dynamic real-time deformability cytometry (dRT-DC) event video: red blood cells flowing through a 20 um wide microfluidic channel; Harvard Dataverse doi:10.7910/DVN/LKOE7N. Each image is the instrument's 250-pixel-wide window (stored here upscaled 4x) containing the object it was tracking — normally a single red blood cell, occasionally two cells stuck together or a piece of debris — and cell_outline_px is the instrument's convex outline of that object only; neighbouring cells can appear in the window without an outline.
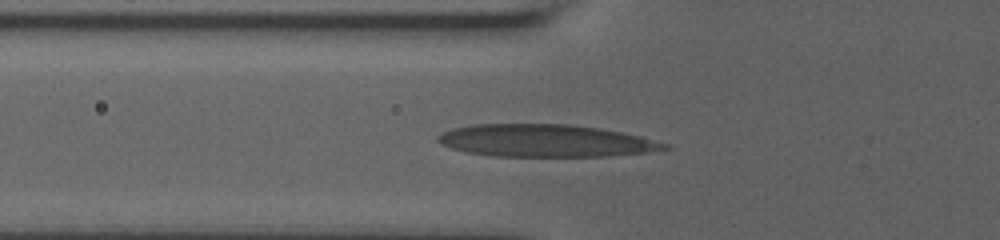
{"species": "human", "species_latin": "Homo sapiens", "temperature_condition": "room temperature", "stored_images_in_passage": 19, "camera_frame_rate_fps": 3000, "um_per_image_px": 0.085, "donor": {"sex": "male"}, "frame": {"image": 1, "passage_image": 9, "time_ms": 5.0, "image_size_px": [1000, 240], "cell_outline_px": [[672, 148], [644, 152], [608, 156], [492, 156], [468, 152], [452, 148], [440, 144], [436, 140], [436, 136], [452, 128], [472, 124], [568, 124], [600, 128], [640, 136], [668, 144]], "centroid_in_image_um": [46.33, 11.95], "position_along_channel_um": 79.5, "area_um2": 42.66}}
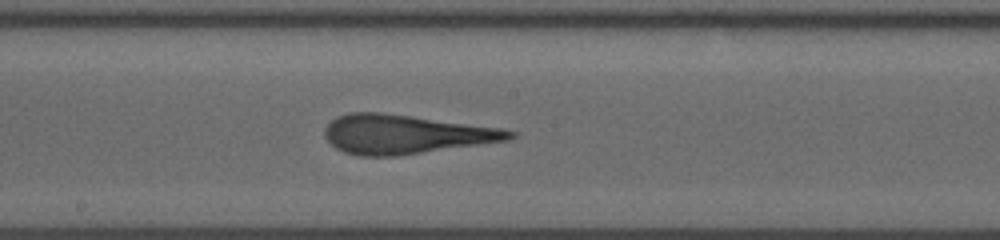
{"frame": {"image": 2, "passage_image": 15, "time_ms": 8.667, "image_size_px": [1000, 240], "cell_outline_px": [[516, 136], [508, 140], [396, 156], [360, 156], [344, 152], [336, 148], [324, 136], [324, 128], [336, 116], [348, 112], [380, 112], [412, 116], [500, 128], [516, 132]], "centroid_in_image_um": [34.41, 11.41], "position_along_channel_um": 213.8, "area_um2": 41.79}}
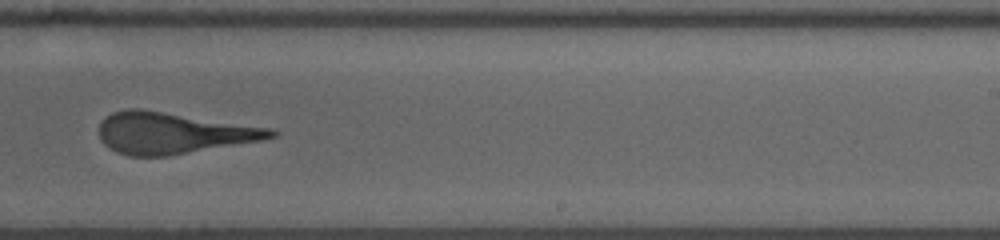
{"frame": {"image": 3, "passage_image": 18, "time_ms": 10.333, "image_size_px": [1000, 240], "cell_outline_px": [[280, 132], [276, 136], [260, 140], [168, 156], [128, 156], [116, 152], [104, 144], [100, 140], [100, 120], [104, 116], [112, 112], [128, 108], [140, 108], [268, 128]], "centroid_in_image_um": [14.62, 11.3], "position_along_channel_um": 274.4, "area_um2": 41.1}}